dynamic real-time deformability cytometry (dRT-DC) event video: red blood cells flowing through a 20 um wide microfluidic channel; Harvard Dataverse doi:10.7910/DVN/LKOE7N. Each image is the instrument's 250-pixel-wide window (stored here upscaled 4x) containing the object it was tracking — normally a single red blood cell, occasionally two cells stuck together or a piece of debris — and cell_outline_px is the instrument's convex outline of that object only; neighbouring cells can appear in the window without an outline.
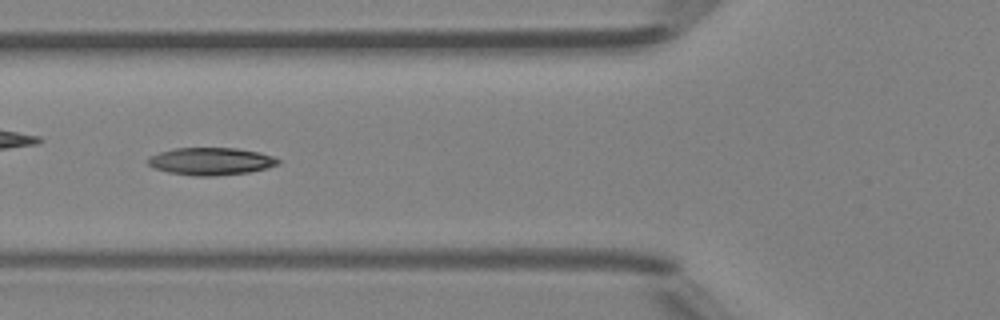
{"species": "Egyptian fruit bat (a non-hibernating species)", "species_latin": "Rousettus aegyptiacus", "temperature_condition": "room temperature", "stored_images_in_passage": 43, "camera_frame_rate_fps": 3000, "um_per_image_px": 0.085, "animal": {"sex": "female"}, "frame": {"image": 1, "passage_image": 13, "time_ms": 4.0, "image_size_px": [1000, 320], "cell_outline_px": [[280, 164], [268, 168], [248, 172], [216, 176], [192, 176], [168, 172], [152, 168], [144, 160], [148, 156], [160, 152], [176, 148], [236, 148], [260, 152], [272, 156], [280, 160]], "centroid_in_image_um": [17.89, 13.71], "position_along_channel_um": 107.9, "area_um2": 21.1}}
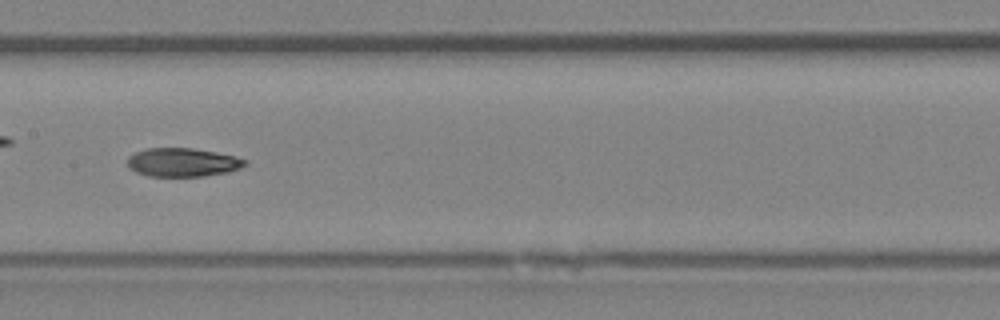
{"frame": {"image": 2, "passage_image": 19, "time_ms": 6.0, "image_size_px": [1000, 320], "cell_outline_px": [[248, 164], [240, 168], [228, 172], [204, 176], [148, 176], [136, 172], [128, 168], [128, 156], [136, 152], [148, 148], [192, 148], [216, 152], [236, 156], [248, 160]], "centroid_in_image_um": [15.55, 13.8], "position_along_channel_um": 191.9, "area_um2": 19.71}}
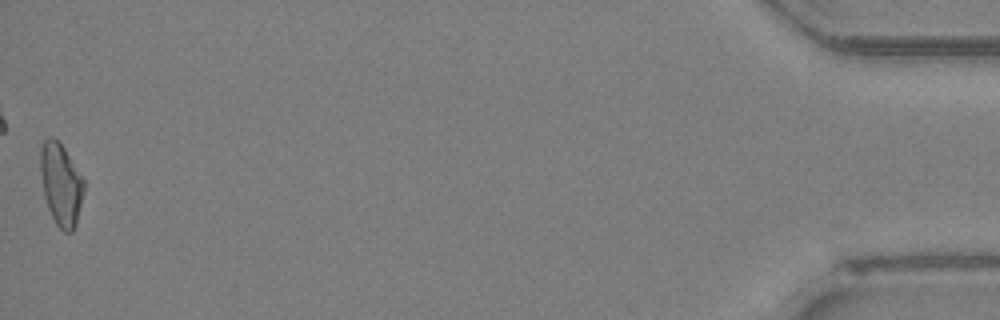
{"frame": {"image": 3, "passage_image": 43, "time_ms": 14.0, "image_size_px": [1000, 320], "cell_outline_px": [[84, 188], [76, 224], [72, 232], [64, 232], [56, 224], [48, 208], [44, 196], [40, 172], [40, 148], [44, 140], [48, 136], [52, 136], [64, 148], [84, 180]], "centroid_in_image_um": [5.16, 15.66], "position_along_channel_um": 430.0, "area_um2": 20.63}, "authors_computed_cell_mechanics": {"area_um2": 20.2878, "velocity_mm_per_s": 4.2135, "shape_relaxation_time_tau1_ms": 6.7797, "shape_relaxation_time_tau2_ms": 5.9063, "deformation_change_tau1": 0.2135, "deformation_change_tau2": 0.1407}}